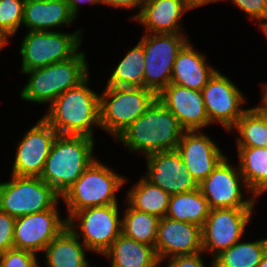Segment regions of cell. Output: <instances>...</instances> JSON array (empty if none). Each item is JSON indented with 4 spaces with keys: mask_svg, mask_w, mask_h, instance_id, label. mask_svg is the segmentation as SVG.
<instances>
[{
    "mask_svg": "<svg viewBox=\"0 0 267 267\" xmlns=\"http://www.w3.org/2000/svg\"><path fill=\"white\" fill-rule=\"evenodd\" d=\"M15 218L0 210V254L14 248Z\"/></svg>",
    "mask_w": 267,
    "mask_h": 267,
    "instance_id": "cell-34",
    "label": "cell"
},
{
    "mask_svg": "<svg viewBox=\"0 0 267 267\" xmlns=\"http://www.w3.org/2000/svg\"><path fill=\"white\" fill-rule=\"evenodd\" d=\"M102 95L99 106L100 126L117 136L142 116L157 98L151 90L139 87L107 86Z\"/></svg>",
    "mask_w": 267,
    "mask_h": 267,
    "instance_id": "cell-6",
    "label": "cell"
},
{
    "mask_svg": "<svg viewBox=\"0 0 267 267\" xmlns=\"http://www.w3.org/2000/svg\"><path fill=\"white\" fill-rule=\"evenodd\" d=\"M25 0H0V32L13 35L24 18Z\"/></svg>",
    "mask_w": 267,
    "mask_h": 267,
    "instance_id": "cell-32",
    "label": "cell"
},
{
    "mask_svg": "<svg viewBox=\"0 0 267 267\" xmlns=\"http://www.w3.org/2000/svg\"><path fill=\"white\" fill-rule=\"evenodd\" d=\"M56 207L44 212L24 215L15 219L14 248L35 253L41 251L64 229Z\"/></svg>",
    "mask_w": 267,
    "mask_h": 267,
    "instance_id": "cell-12",
    "label": "cell"
},
{
    "mask_svg": "<svg viewBox=\"0 0 267 267\" xmlns=\"http://www.w3.org/2000/svg\"><path fill=\"white\" fill-rule=\"evenodd\" d=\"M184 1L190 8H194V7L207 4L208 2H213L216 0H184Z\"/></svg>",
    "mask_w": 267,
    "mask_h": 267,
    "instance_id": "cell-39",
    "label": "cell"
},
{
    "mask_svg": "<svg viewBox=\"0 0 267 267\" xmlns=\"http://www.w3.org/2000/svg\"><path fill=\"white\" fill-rule=\"evenodd\" d=\"M168 267H204L199 253L193 255L174 256Z\"/></svg>",
    "mask_w": 267,
    "mask_h": 267,
    "instance_id": "cell-36",
    "label": "cell"
},
{
    "mask_svg": "<svg viewBox=\"0 0 267 267\" xmlns=\"http://www.w3.org/2000/svg\"><path fill=\"white\" fill-rule=\"evenodd\" d=\"M186 37L176 33L158 34L155 37L144 36L140 43L144 49L145 89L158 95L171 83L175 59L187 43ZM161 79V80H159Z\"/></svg>",
    "mask_w": 267,
    "mask_h": 267,
    "instance_id": "cell-8",
    "label": "cell"
},
{
    "mask_svg": "<svg viewBox=\"0 0 267 267\" xmlns=\"http://www.w3.org/2000/svg\"><path fill=\"white\" fill-rule=\"evenodd\" d=\"M204 56L196 53L188 43L175 59L171 83L202 91L210 77L216 72L204 63Z\"/></svg>",
    "mask_w": 267,
    "mask_h": 267,
    "instance_id": "cell-22",
    "label": "cell"
},
{
    "mask_svg": "<svg viewBox=\"0 0 267 267\" xmlns=\"http://www.w3.org/2000/svg\"><path fill=\"white\" fill-rule=\"evenodd\" d=\"M183 131L175 115L156 98L118 138L131 149L146 151V156H149L177 150Z\"/></svg>",
    "mask_w": 267,
    "mask_h": 267,
    "instance_id": "cell-1",
    "label": "cell"
},
{
    "mask_svg": "<svg viewBox=\"0 0 267 267\" xmlns=\"http://www.w3.org/2000/svg\"><path fill=\"white\" fill-rule=\"evenodd\" d=\"M241 10L258 20L267 18V0H233Z\"/></svg>",
    "mask_w": 267,
    "mask_h": 267,
    "instance_id": "cell-35",
    "label": "cell"
},
{
    "mask_svg": "<svg viewBox=\"0 0 267 267\" xmlns=\"http://www.w3.org/2000/svg\"><path fill=\"white\" fill-rule=\"evenodd\" d=\"M252 208H214L201 228L202 249H217V255L237 243L251 216ZM215 249V250H214Z\"/></svg>",
    "mask_w": 267,
    "mask_h": 267,
    "instance_id": "cell-10",
    "label": "cell"
},
{
    "mask_svg": "<svg viewBox=\"0 0 267 267\" xmlns=\"http://www.w3.org/2000/svg\"><path fill=\"white\" fill-rule=\"evenodd\" d=\"M210 212L201 190L179 193L170 197L166 217L203 227Z\"/></svg>",
    "mask_w": 267,
    "mask_h": 267,
    "instance_id": "cell-25",
    "label": "cell"
},
{
    "mask_svg": "<svg viewBox=\"0 0 267 267\" xmlns=\"http://www.w3.org/2000/svg\"><path fill=\"white\" fill-rule=\"evenodd\" d=\"M86 77L76 87L58 96L43 119L60 135H80L92 138L91 125H100V97L85 84Z\"/></svg>",
    "mask_w": 267,
    "mask_h": 267,
    "instance_id": "cell-2",
    "label": "cell"
},
{
    "mask_svg": "<svg viewBox=\"0 0 267 267\" xmlns=\"http://www.w3.org/2000/svg\"><path fill=\"white\" fill-rule=\"evenodd\" d=\"M69 7H70V10H71V13L76 16V12H77V4L79 2H91V3H99L100 0H66Z\"/></svg>",
    "mask_w": 267,
    "mask_h": 267,
    "instance_id": "cell-38",
    "label": "cell"
},
{
    "mask_svg": "<svg viewBox=\"0 0 267 267\" xmlns=\"http://www.w3.org/2000/svg\"><path fill=\"white\" fill-rule=\"evenodd\" d=\"M74 18L66 0H25L23 23L31 31L69 24Z\"/></svg>",
    "mask_w": 267,
    "mask_h": 267,
    "instance_id": "cell-21",
    "label": "cell"
},
{
    "mask_svg": "<svg viewBox=\"0 0 267 267\" xmlns=\"http://www.w3.org/2000/svg\"><path fill=\"white\" fill-rule=\"evenodd\" d=\"M57 135L58 133L42 118L19 143L12 175L40 177Z\"/></svg>",
    "mask_w": 267,
    "mask_h": 267,
    "instance_id": "cell-14",
    "label": "cell"
},
{
    "mask_svg": "<svg viewBox=\"0 0 267 267\" xmlns=\"http://www.w3.org/2000/svg\"><path fill=\"white\" fill-rule=\"evenodd\" d=\"M224 158L212 173L199 183V189L208 201L210 209L214 208H253V200L242 201L238 175Z\"/></svg>",
    "mask_w": 267,
    "mask_h": 267,
    "instance_id": "cell-16",
    "label": "cell"
},
{
    "mask_svg": "<svg viewBox=\"0 0 267 267\" xmlns=\"http://www.w3.org/2000/svg\"><path fill=\"white\" fill-rule=\"evenodd\" d=\"M123 182V178L106 166L93 161L62 195L70 216L83 209L117 204L115 191Z\"/></svg>",
    "mask_w": 267,
    "mask_h": 267,
    "instance_id": "cell-5",
    "label": "cell"
},
{
    "mask_svg": "<svg viewBox=\"0 0 267 267\" xmlns=\"http://www.w3.org/2000/svg\"><path fill=\"white\" fill-rule=\"evenodd\" d=\"M266 20H267V18H266ZM262 29L265 32V35L267 36V22L263 23Z\"/></svg>",
    "mask_w": 267,
    "mask_h": 267,
    "instance_id": "cell-43",
    "label": "cell"
},
{
    "mask_svg": "<svg viewBox=\"0 0 267 267\" xmlns=\"http://www.w3.org/2000/svg\"><path fill=\"white\" fill-rule=\"evenodd\" d=\"M238 151L243 181L259 195L267 190V147H238Z\"/></svg>",
    "mask_w": 267,
    "mask_h": 267,
    "instance_id": "cell-26",
    "label": "cell"
},
{
    "mask_svg": "<svg viewBox=\"0 0 267 267\" xmlns=\"http://www.w3.org/2000/svg\"><path fill=\"white\" fill-rule=\"evenodd\" d=\"M0 260L3 267H38L35 253L26 250L9 249L0 254Z\"/></svg>",
    "mask_w": 267,
    "mask_h": 267,
    "instance_id": "cell-33",
    "label": "cell"
},
{
    "mask_svg": "<svg viewBox=\"0 0 267 267\" xmlns=\"http://www.w3.org/2000/svg\"><path fill=\"white\" fill-rule=\"evenodd\" d=\"M186 132L188 134L180 138L177 151L181 154L186 169L199 184L225 157L207 136L192 134L194 131Z\"/></svg>",
    "mask_w": 267,
    "mask_h": 267,
    "instance_id": "cell-19",
    "label": "cell"
},
{
    "mask_svg": "<svg viewBox=\"0 0 267 267\" xmlns=\"http://www.w3.org/2000/svg\"><path fill=\"white\" fill-rule=\"evenodd\" d=\"M157 98L175 115L186 131H195L210 123L202 91L170 83Z\"/></svg>",
    "mask_w": 267,
    "mask_h": 267,
    "instance_id": "cell-18",
    "label": "cell"
},
{
    "mask_svg": "<svg viewBox=\"0 0 267 267\" xmlns=\"http://www.w3.org/2000/svg\"><path fill=\"white\" fill-rule=\"evenodd\" d=\"M79 32L72 35L51 31H30L20 51L22 71L45 67L72 58L79 48Z\"/></svg>",
    "mask_w": 267,
    "mask_h": 267,
    "instance_id": "cell-9",
    "label": "cell"
},
{
    "mask_svg": "<svg viewBox=\"0 0 267 267\" xmlns=\"http://www.w3.org/2000/svg\"><path fill=\"white\" fill-rule=\"evenodd\" d=\"M84 57V53H76L68 60L25 71L24 73H31V77L21 97L38 103H52L58 96L76 87L87 77Z\"/></svg>",
    "mask_w": 267,
    "mask_h": 267,
    "instance_id": "cell-4",
    "label": "cell"
},
{
    "mask_svg": "<svg viewBox=\"0 0 267 267\" xmlns=\"http://www.w3.org/2000/svg\"><path fill=\"white\" fill-rule=\"evenodd\" d=\"M103 254L112 256V267H156L160 263L153 246L123 234Z\"/></svg>",
    "mask_w": 267,
    "mask_h": 267,
    "instance_id": "cell-24",
    "label": "cell"
},
{
    "mask_svg": "<svg viewBox=\"0 0 267 267\" xmlns=\"http://www.w3.org/2000/svg\"><path fill=\"white\" fill-rule=\"evenodd\" d=\"M191 9L184 0H147L135 18L147 26L154 35L178 34V19L183 11Z\"/></svg>",
    "mask_w": 267,
    "mask_h": 267,
    "instance_id": "cell-20",
    "label": "cell"
},
{
    "mask_svg": "<svg viewBox=\"0 0 267 267\" xmlns=\"http://www.w3.org/2000/svg\"><path fill=\"white\" fill-rule=\"evenodd\" d=\"M202 94L209 122L218 120L228 130L235 126L246 111L238 110V106L244 102L239 90L218 71L202 88Z\"/></svg>",
    "mask_w": 267,
    "mask_h": 267,
    "instance_id": "cell-13",
    "label": "cell"
},
{
    "mask_svg": "<svg viewBox=\"0 0 267 267\" xmlns=\"http://www.w3.org/2000/svg\"><path fill=\"white\" fill-rule=\"evenodd\" d=\"M144 59L143 45L139 42L119 63L107 86L145 88Z\"/></svg>",
    "mask_w": 267,
    "mask_h": 267,
    "instance_id": "cell-28",
    "label": "cell"
},
{
    "mask_svg": "<svg viewBox=\"0 0 267 267\" xmlns=\"http://www.w3.org/2000/svg\"><path fill=\"white\" fill-rule=\"evenodd\" d=\"M7 43L6 36L0 32V50Z\"/></svg>",
    "mask_w": 267,
    "mask_h": 267,
    "instance_id": "cell-42",
    "label": "cell"
},
{
    "mask_svg": "<svg viewBox=\"0 0 267 267\" xmlns=\"http://www.w3.org/2000/svg\"><path fill=\"white\" fill-rule=\"evenodd\" d=\"M125 213L121 225V234L155 248L160 218L153 214L135 210L132 207H129Z\"/></svg>",
    "mask_w": 267,
    "mask_h": 267,
    "instance_id": "cell-30",
    "label": "cell"
},
{
    "mask_svg": "<svg viewBox=\"0 0 267 267\" xmlns=\"http://www.w3.org/2000/svg\"><path fill=\"white\" fill-rule=\"evenodd\" d=\"M265 90V94L263 96V105L264 106H261L260 108L267 114V84L266 86L263 88Z\"/></svg>",
    "mask_w": 267,
    "mask_h": 267,
    "instance_id": "cell-40",
    "label": "cell"
},
{
    "mask_svg": "<svg viewBox=\"0 0 267 267\" xmlns=\"http://www.w3.org/2000/svg\"><path fill=\"white\" fill-rule=\"evenodd\" d=\"M146 157L149 170L147 180L170 196L199 188L177 150L161 151Z\"/></svg>",
    "mask_w": 267,
    "mask_h": 267,
    "instance_id": "cell-15",
    "label": "cell"
},
{
    "mask_svg": "<svg viewBox=\"0 0 267 267\" xmlns=\"http://www.w3.org/2000/svg\"><path fill=\"white\" fill-rule=\"evenodd\" d=\"M58 198L40 177L12 175L11 182L0 183V210L15 219L54 208Z\"/></svg>",
    "mask_w": 267,
    "mask_h": 267,
    "instance_id": "cell-7",
    "label": "cell"
},
{
    "mask_svg": "<svg viewBox=\"0 0 267 267\" xmlns=\"http://www.w3.org/2000/svg\"><path fill=\"white\" fill-rule=\"evenodd\" d=\"M258 267H267V250H266L265 254L263 255V258H262L260 264L258 265Z\"/></svg>",
    "mask_w": 267,
    "mask_h": 267,
    "instance_id": "cell-41",
    "label": "cell"
},
{
    "mask_svg": "<svg viewBox=\"0 0 267 267\" xmlns=\"http://www.w3.org/2000/svg\"><path fill=\"white\" fill-rule=\"evenodd\" d=\"M73 229L72 224H67L44 249L49 267H89L78 242L79 234Z\"/></svg>",
    "mask_w": 267,
    "mask_h": 267,
    "instance_id": "cell-23",
    "label": "cell"
},
{
    "mask_svg": "<svg viewBox=\"0 0 267 267\" xmlns=\"http://www.w3.org/2000/svg\"><path fill=\"white\" fill-rule=\"evenodd\" d=\"M203 251L201 227L168 217L160 218L155 242V252L161 261L172 256L193 255Z\"/></svg>",
    "mask_w": 267,
    "mask_h": 267,
    "instance_id": "cell-17",
    "label": "cell"
},
{
    "mask_svg": "<svg viewBox=\"0 0 267 267\" xmlns=\"http://www.w3.org/2000/svg\"><path fill=\"white\" fill-rule=\"evenodd\" d=\"M147 0H100V3L109 4L114 7H136L138 5L142 6Z\"/></svg>",
    "mask_w": 267,
    "mask_h": 267,
    "instance_id": "cell-37",
    "label": "cell"
},
{
    "mask_svg": "<svg viewBox=\"0 0 267 267\" xmlns=\"http://www.w3.org/2000/svg\"><path fill=\"white\" fill-rule=\"evenodd\" d=\"M267 250V239L251 243H235L222 251L213 267H258Z\"/></svg>",
    "mask_w": 267,
    "mask_h": 267,
    "instance_id": "cell-29",
    "label": "cell"
},
{
    "mask_svg": "<svg viewBox=\"0 0 267 267\" xmlns=\"http://www.w3.org/2000/svg\"><path fill=\"white\" fill-rule=\"evenodd\" d=\"M93 139L80 135H60L53 141L40 178L59 195L83 174L92 159Z\"/></svg>",
    "mask_w": 267,
    "mask_h": 267,
    "instance_id": "cell-3",
    "label": "cell"
},
{
    "mask_svg": "<svg viewBox=\"0 0 267 267\" xmlns=\"http://www.w3.org/2000/svg\"><path fill=\"white\" fill-rule=\"evenodd\" d=\"M235 127L242 136L238 147H267V114L260 107L246 110Z\"/></svg>",
    "mask_w": 267,
    "mask_h": 267,
    "instance_id": "cell-31",
    "label": "cell"
},
{
    "mask_svg": "<svg viewBox=\"0 0 267 267\" xmlns=\"http://www.w3.org/2000/svg\"><path fill=\"white\" fill-rule=\"evenodd\" d=\"M132 208L163 218L166 216L170 195L149 180L142 179L129 193Z\"/></svg>",
    "mask_w": 267,
    "mask_h": 267,
    "instance_id": "cell-27",
    "label": "cell"
},
{
    "mask_svg": "<svg viewBox=\"0 0 267 267\" xmlns=\"http://www.w3.org/2000/svg\"><path fill=\"white\" fill-rule=\"evenodd\" d=\"M74 217L81 219L80 229L87 249L104 253L121 234L117 204L77 211L66 219L67 224H71Z\"/></svg>",
    "mask_w": 267,
    "mask_h": 267,
    "instance_id": "cell-11",
    "label": "cell"
}]
</instances>
